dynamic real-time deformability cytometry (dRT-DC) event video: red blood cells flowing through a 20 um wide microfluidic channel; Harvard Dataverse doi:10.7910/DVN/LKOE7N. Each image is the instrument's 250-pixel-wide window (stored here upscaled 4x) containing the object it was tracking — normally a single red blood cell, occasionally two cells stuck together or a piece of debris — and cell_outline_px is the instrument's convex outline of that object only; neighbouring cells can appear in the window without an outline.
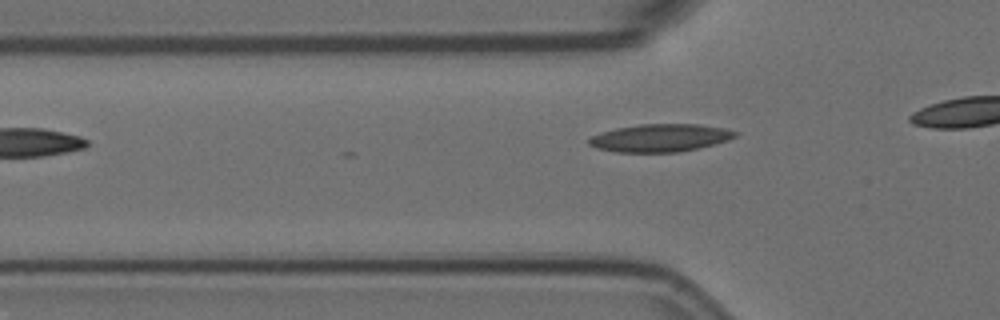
{"species": "Egyptian fruit bat (a non-hibernating species)", "species_latin": "Rousettus aegyptiacus", "temperature_condition": "room temperature", "stored_images_in_passage": 8, "camera_frame_rate_fps": 3000, "um_per_image_px": 0.085, "animal": {"sex": "female"}, "frame": {"image": 1, "passage_image": 2, "time_ms": 0.333, "image_size_px": [1000, 320], "cell_outline_px": [[736, 136], [728, 140], [716, 144], [676, 152], [616, 152], [596, 148], [588, 144], [588, 140], [592, 136], [600, 132], [616, 128], [640, 124], [696, 124], [724, 128], [736, 132]], "centroid_in_image_um": [56.08, 11.72], "position_along_channel_um": 69.7, "area_um2": 23.52}}
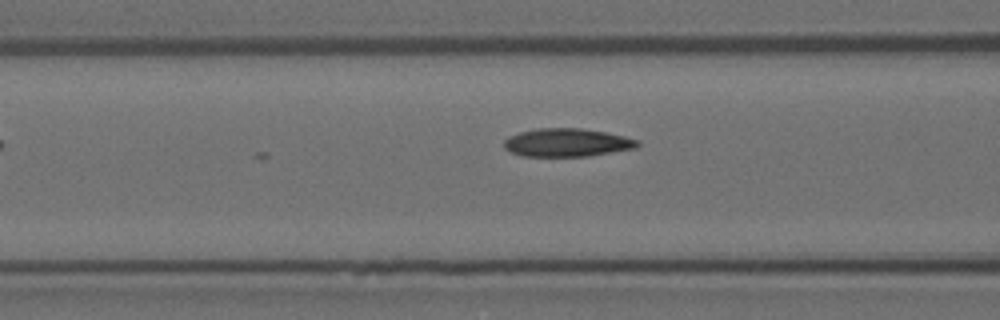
{"frame": {"image": 2, "passage_image": 6, "time_ms": 1.667, "image_size_px": [1000, 320], "cell_outline_px": [[640, 144], [636, 148], [588, 156], [524, 156], [512, 152], [504, 148], [504, 140], [508, 136], [520, 132], [536, 128], [580, 128], [604, 132], [624, 136], [640, 140]], "centroid_in_image_um": [48.2, 12.11], "position_along_channel_um": 118.4, "area_um2": 21.91}}